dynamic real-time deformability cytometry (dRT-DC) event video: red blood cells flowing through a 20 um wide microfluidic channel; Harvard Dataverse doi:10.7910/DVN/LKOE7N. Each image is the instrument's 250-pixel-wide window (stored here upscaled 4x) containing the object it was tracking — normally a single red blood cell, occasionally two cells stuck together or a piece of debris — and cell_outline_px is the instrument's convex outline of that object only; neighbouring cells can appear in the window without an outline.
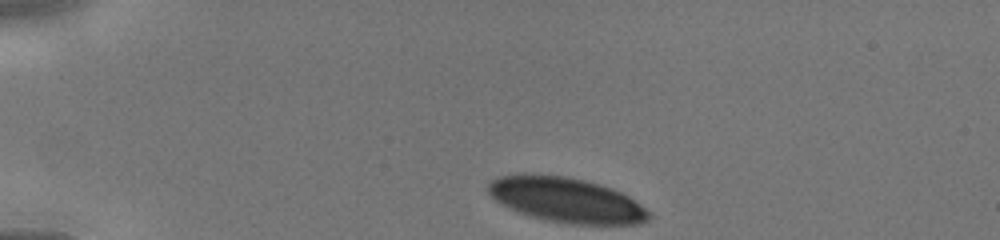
{"species": "human", "species_latin": "Homo sapiens", "temperature_condition": "cold", "stored_images_in_passage": 30, "camera_frame_rate_fps": 3000, "um_per_image_px": 0.085, "donor": {"sex": "male"}, "frame": {"image": 1, "passage_image": 1, "time_ms": 0.0, "image_size_px": [1000, 240], "cell_outline_px": [[652, 216], [648, 220], [640, 224], [568, 224], [544, 220], [520, 212], [500, 204], [488, 192], [488, 184], [492, 180], [500, 176], [520, 172], [568, 176], [600, 184], [612, 188], [628, 196], [652, 212]], "centroid_in_image_um": [48.14, 16.98], "position_along_channel_um": 36.9, "area_um2": 42.48}}
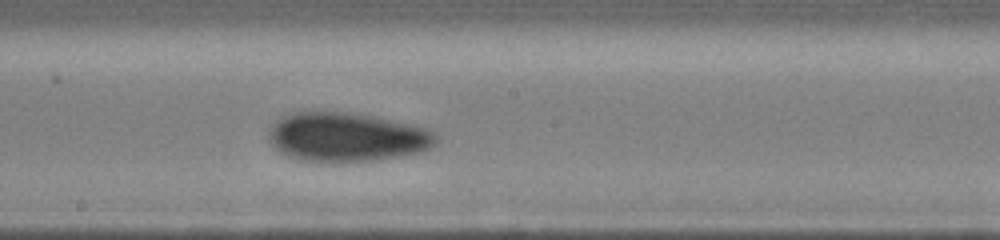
{"frame": {"image": 2, "passage_image": 17, "time_ms": 5.333, "image_size_px": [1000, 240], "cell_outline_px": [[436, 144], [424, 152], [376, 160], [300, 160], [288, 156], [280, 152], [268, 140], [268, 128], [280, 116], [292, 112], [348, 112], [376, 116], [412, 124], [436, 132]], "centroid_in_image_um": [29.47, 11.62], "position_along_channel_um": 218.7, "area_um2": 47.8}}
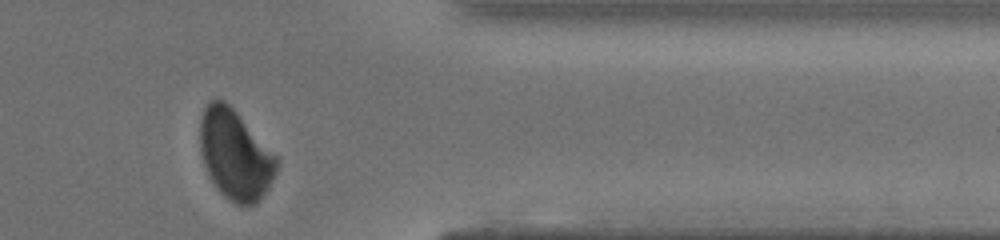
{"frame": {"image": 3, "passage_image": 29, "time_ms": 9.333, "image_size_px": [1000, 240], "cell_outline_px": [[280, 160], [276, 172], [268, 188], [256, 204], [236, 204], [224, 196], [220, 192], [212, 180], [204, 164], [200, 152], [200, 120], [204, 108], [212, 100], [224, 100], [280, 156]], "centroid_in_image_um": [20.03, 13.14], "position_along_channel_um": 391.4, "area_um2": 40.11}}